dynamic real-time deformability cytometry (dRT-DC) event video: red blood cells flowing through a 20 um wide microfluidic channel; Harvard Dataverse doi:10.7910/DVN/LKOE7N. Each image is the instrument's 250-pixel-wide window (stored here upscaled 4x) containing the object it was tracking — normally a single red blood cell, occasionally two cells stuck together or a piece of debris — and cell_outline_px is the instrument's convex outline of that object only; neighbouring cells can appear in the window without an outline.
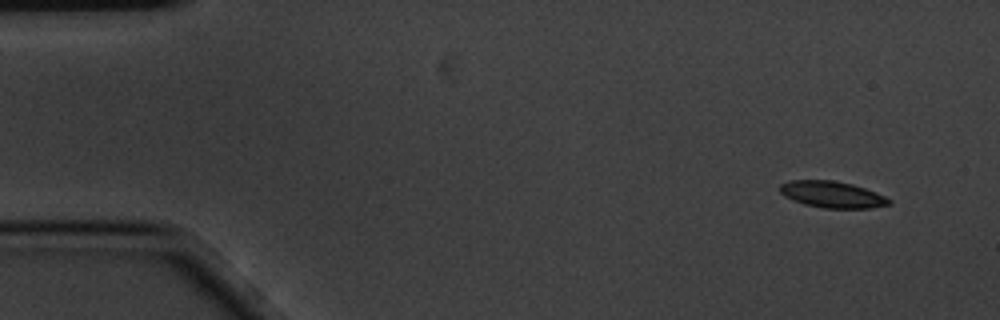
{"species": "common noctule bat (a hibernating species)", "species_latin": "Nyctalus noctula", "temperature_condition": "cold", "stored_images_in_passage": 6, "segment_of_instrument_passage": [2, 2], "camera_frame_rate_fps": 3000, "um_per_image_px": 0.085, "animal": {"sex": "male", "body_mass_g": 20.1, "forearm_length_mm": 53.5}, "frame": {"image": 1, "passage_image": 6, "time_ms": 1.667, "image_size_px": [1000, 320], "cell_outline_px": [[892, 204], [868, 208], [824, 208], [804, 204], [792, 200], [784, 196], [780, 192], [780, 184], [788, 180], [832, 180], [852, 184], [864, 188], [884, 196], [892, 200]], "centroid_in_image_um": [70.71, 16.53], "position_along_channel_um": 14.3, "area_um2": 16.82}}